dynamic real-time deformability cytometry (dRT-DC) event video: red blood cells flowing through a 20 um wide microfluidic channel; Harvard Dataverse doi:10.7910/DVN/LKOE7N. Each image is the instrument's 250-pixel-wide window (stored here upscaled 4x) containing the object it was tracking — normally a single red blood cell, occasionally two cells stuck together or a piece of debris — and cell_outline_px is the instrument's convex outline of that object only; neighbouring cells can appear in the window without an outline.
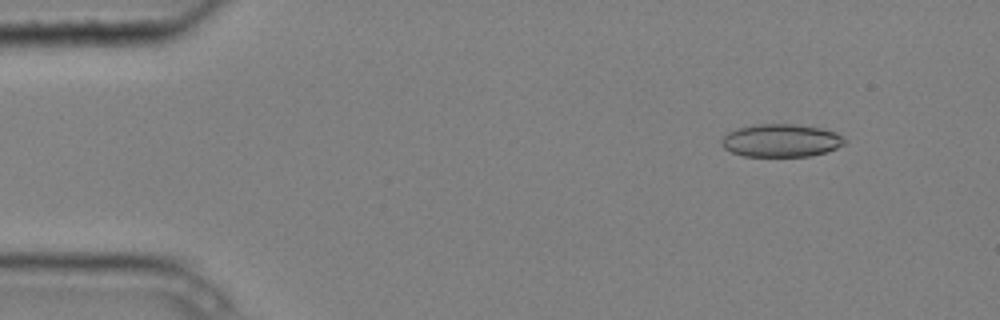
{"species": "common noctule bat (a hibernating species)", "species_latin": "Nyctalus noctula", "temperature_condition": "cold", "stored_images_in_passage": 6, "camera_frame_rate_fps": 3000, "um_per_image_px": 0.085, "animal": {"sex": "male", "body_mass_g": 20.4}, "frame": {"image": 1, "passage_image": 2, "time_ms": 0.333, "image_size_px": [1000, 320], "cell_outline_px": [[848, 144], [812, 156], [744, 156], [732, 152], [724, 148], [720, 144], [720, 140], [728, 132], [736, 128], [752, 124], [796, 124], [820, 128], [836, 132], [844, 136], [848, 140]], "centroid_in_image_um": [66.41, 11.93], "position_along_channel_um": 18.6, "area_um2": 23.93}}
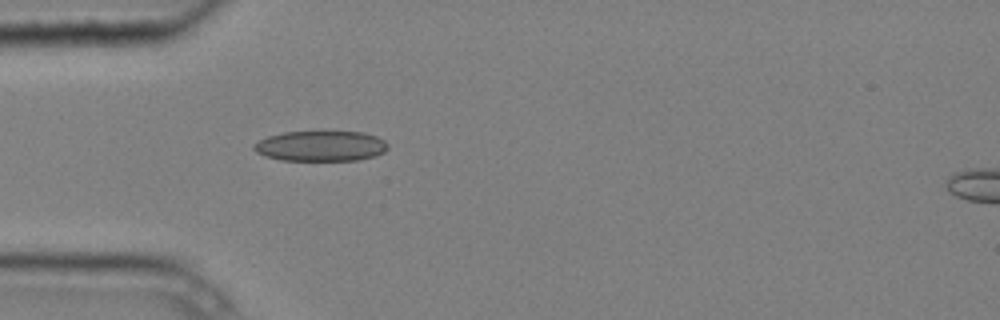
{"frame": {"image": 2, "passage_image": 5, "time_ms": 1.333, "image_size_px": [1000, 320], "cell_outline_px": [[388, 148], [384, 152], [376, 156], [360, 160], [280, 160], [256, 152], [252, 148], [252, 144], [268, 136], [284, 132], [364, 132], [376, 136], [384, 140], [388, 144]], "centroid_in_image_um": [27.29, 12.41], "position_along_channel_um": 57.7, "area_um2": 23.7}}